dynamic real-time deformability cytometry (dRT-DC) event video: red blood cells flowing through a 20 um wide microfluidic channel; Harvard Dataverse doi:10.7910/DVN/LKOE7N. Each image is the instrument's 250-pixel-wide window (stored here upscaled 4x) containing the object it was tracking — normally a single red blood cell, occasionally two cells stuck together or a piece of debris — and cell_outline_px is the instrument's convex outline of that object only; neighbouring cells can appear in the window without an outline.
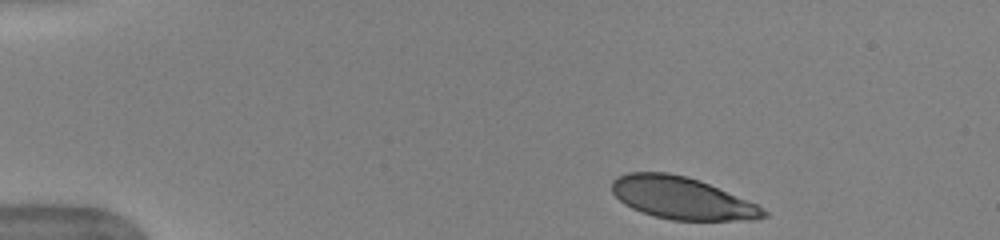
{"species": "human", "species_latin": "Homo sapiens", "temperature_condition": "warm", "stored_images_in_passage": 28, "camera_frame_rate_fps": 3000, "um_per_image_px": 0.085, "donor": {"sex": "female"}, "frame": {"image": 1, "passage_image": 1, "time_ms": 0.0, "image_size_px": [1000, 240], "cell_outline_px": [[768, 216], [756, 220], [672, 220], [656, 216], [632, 208], [624, 204], [612, 192], [612, 180], [616, 176], [628, 172], [668, 172], [688, 176], [708, 184], [756, 204], [768, 212]], "centroid_in_image_um": [57.94, 16.83], "position_along_channel_um": 27.1, "area_um2": 37.05}}
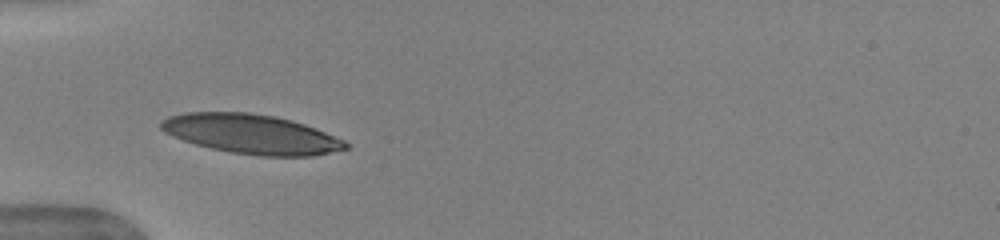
{"frame": {"image": 2, "passage_image": 7, "time_ms": 2.0, "image_size_px": [1000, 240], "cell_outline_px": [[352, 148], [312, 156], [260, 156], [232, 152], [212, 148], [196, 144], [172, 136], [164, 132], [160, 128], [160, 120], [168, 116], [184, 112], [248, 112], [276, 116], [292, 120], [304, 124], [344, 140]], "centroid_in_image_um": [21.36, 11.39], "position_along_channel_um": 63.6, "area_um2": 42.48}}
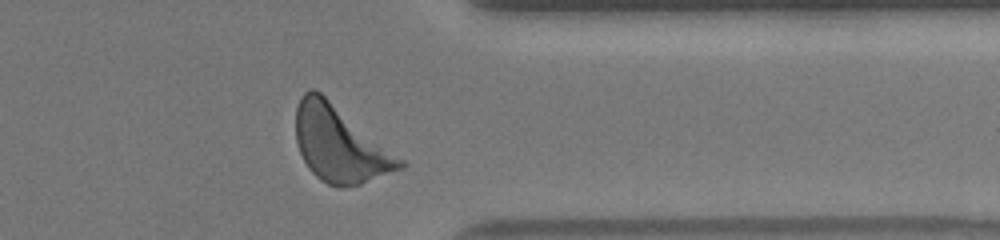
{"frame": {"image": 3, "passage_image": 27, "time_ms": 8.667, "image_size_px": [1000, 240], "cell_outline_px": [[408, 164], [404, 168], [360, 184], [340, 188], [328, 184], [320, 180], [308, 168], [300, 152], [296, 140], [296, 108], [300, 96], [304, 92], [312, 88], [320, 92], [404, 160]], "centroid_in_image_um": [28.88, 12.27], "position_along_channel_um": 382.5, "area_um2": 45.6}, "authors_computed_cell_mechanics": {"area_um2": 41.9917, "velocity_mm_per_s": 4.0339, "shape_relaxation_time_tau1_ms": 2.2547, "shape_relaxation_time_tau2_ms": null, "deformation_change_tau1": 0.1356, "deformation_change_tau2": null}}